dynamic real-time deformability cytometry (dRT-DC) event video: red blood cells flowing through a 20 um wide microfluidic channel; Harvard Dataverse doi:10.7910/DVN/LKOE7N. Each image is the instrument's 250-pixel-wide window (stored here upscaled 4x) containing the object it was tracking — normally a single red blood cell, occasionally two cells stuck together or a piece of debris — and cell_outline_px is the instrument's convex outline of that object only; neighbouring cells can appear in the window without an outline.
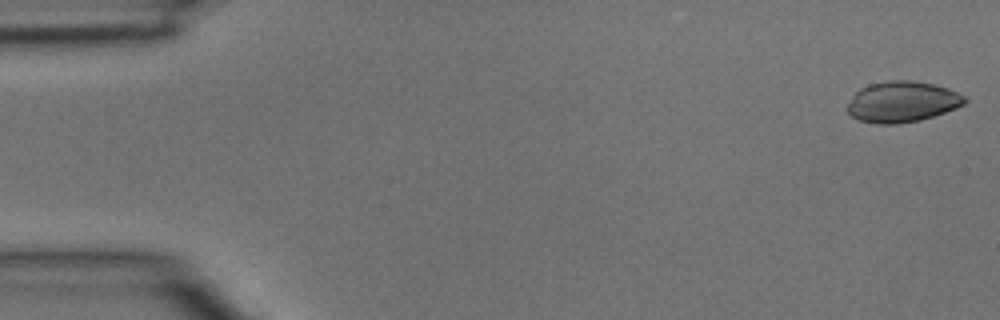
{"species": "common noctule bat (a hibernating species)", "species_latin": "Nyctalus noctula", "temperature_condition": "room temperature", "stored_images_in_passage": 3, "camera_frame_rate_fps": 3000, "um_per_image_px": 0.085, "animal": {"sex": "male", "body_mass_g": 15.6}, "frame": {"image": 1, "passage_image": 1, "time_ms": 0.0, "image_size_px": [1000, 320], "cell_outline_px": [[968, 100], [964, 104], [956, 108], [920, 120], [896, 124], [880, 124], [860, 120], [852, 116], [844, 108], [852, 96], [860, 88], [868, 84], [888, 80], [908, 80], [932, 84], [948, 88], [964, 96]], "centroid_in_image_um": [76.65, 8.65], "position_along_channel_um": 8.4, "area_um2": 27.92}}
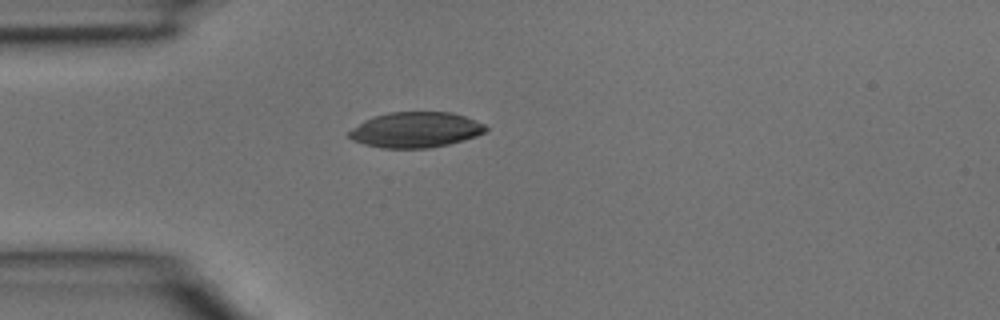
{"frame": {"image": 2, "passage_image": 3, "time_ms": 0.667, "image_size_px": [1000, 320], "cell_outline_px": [[488, 128], [484, 132], [476, 136], [464, 140], [448, 144], [428, 148], [380, 148], [364, 144], [352, 140], [348, 136], [348, 132], [364, 120], [376, 116], [392, 112], [452, 112], [464, 116], [484, 124]], "centroid_in_image_um": [35.32, 11.04], "position_along_channel_um": 49.7, "area_um2": 28.09}}